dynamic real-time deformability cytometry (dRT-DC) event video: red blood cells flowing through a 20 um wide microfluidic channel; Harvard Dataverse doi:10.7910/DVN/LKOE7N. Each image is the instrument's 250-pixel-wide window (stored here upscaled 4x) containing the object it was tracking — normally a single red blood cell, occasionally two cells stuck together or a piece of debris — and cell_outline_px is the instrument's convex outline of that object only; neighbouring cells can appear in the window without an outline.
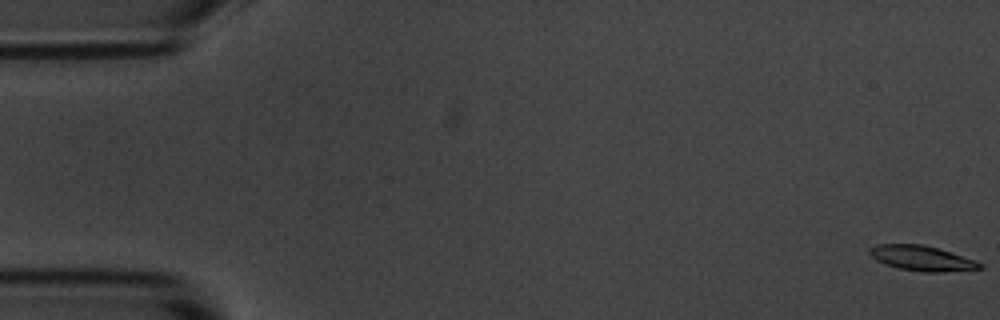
{"species": "common noctule bat (a hibernating species)", "species_latin": "Nyctalus noctula", "temperature_condition": "room temperature", "stored_images_in_passage": 55, "camera_frame_rate_fps": 3000, "um_per_image_px": 0.085, "animal": {"sex": "male", "body_mass_g": 20.1, "forearm_length_mm": 53.5}, "frame": {"image": 1, "passage_image": 1, "time_ms": 0.0, "image_size_px": [1000, 320], "cell_outline_px": [[984, 268], [940, 272], [924, 272], [900, 268], [876, 260], [868, 252], [868, 248], [876, 244], [920, 244], [936, 248], [976, 260], [984, 264]], "centroid_in_image_um": [78.36, 21.94], "position_along_channel_um": 6.6, "area_um2": 15.9}}
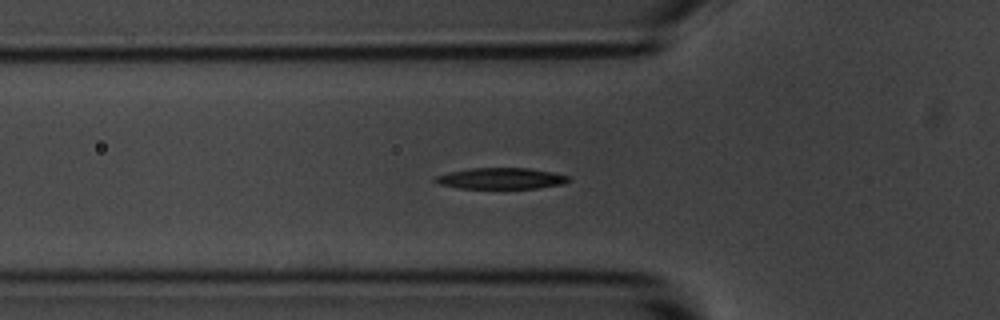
{"frame": {"image": 2, "passage_image": 19, "time_ms": 6.0, "image_size_px": [1000, 320], "cell_outline_px": [[572, 180], [564, 184], [536, 188], [456, 188], [440, 184], [432, 180], [436, 176], [452, 172], [472, 168], [528, 168], [552, 172], [568, 176]], "centroid_in_image_um": [42.62, 15.17], "position_along_channel_um": 83.2, "area_um2": 16.3}}
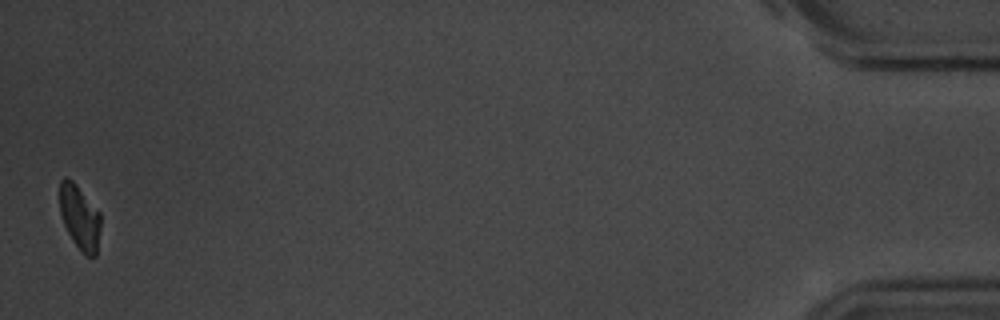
{"frame": {"image": 3, "passage_image": 55, "time_ms": 18.0, "image_size_px": [1000, 320], "cell_outline_px": [[100, 228], [96, 256], [84, 256], [80, 252], [72, 240], [64, 224], [60, 212], [60, 180], [64, 176], [72, 180], [76, 184], [100, 212]], "centroid_in_image_um": [6.77, 18.48], "position_along_channel_um": 428.4, "area_um2": 15.43}, "authors_computed_cell_mechanics": {"area_um2": 16.6464, "velocity_mm_per_s": 3.6489, "shape_relaxation_time_tau1_ms": 2.0954, "shape_relaxation_time_tau2_ms": null, "deformation_change_tau1": 0.1197, "deformation_change_tau2": null}}